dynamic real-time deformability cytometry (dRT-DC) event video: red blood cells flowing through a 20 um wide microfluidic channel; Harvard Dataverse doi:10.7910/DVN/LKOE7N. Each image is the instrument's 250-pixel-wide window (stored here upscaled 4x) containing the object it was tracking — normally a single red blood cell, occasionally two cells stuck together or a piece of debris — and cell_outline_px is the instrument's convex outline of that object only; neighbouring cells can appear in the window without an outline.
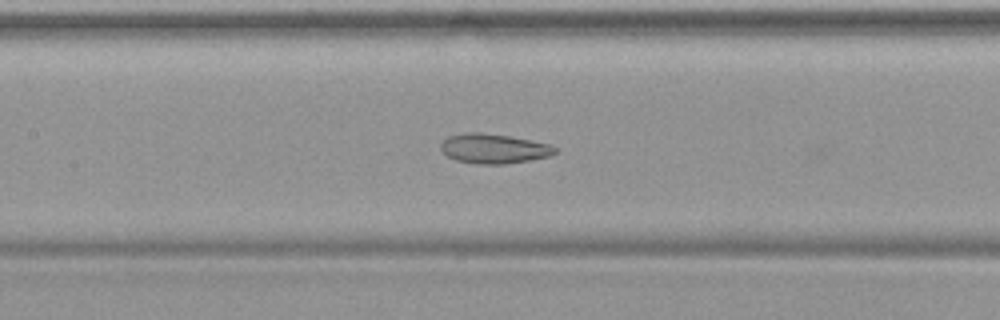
{"species": "common noctule bat (a hibernating species)", "species_latin": "Nyctalus noctula", "temperature_condition": "warm", "stored_images_in_passage": 49, "camera_frame_rate_fps": 3000, "um_per_image_px": 0.085, "animal": {"sex": "female", "body_mass_g": 19.9}, "frame": {"image": 1, "passage_image": 23, "time_ms": 7.333, "image_size_px": [1000, 320], "cell_outline_px": [[556, 152], [548, 156], [528, 160], [504, 164], [476, 164], [456, 160], [448, 156], [440, 148], [440, 144], [448, 136], [468, 132], [480, 132], [508, 136], [552, 144], [556, 148]], "centroid_in_image_um": [41.96, 12.63], "position_along_channel_um": 165.4, "area_um2": 19.59}}
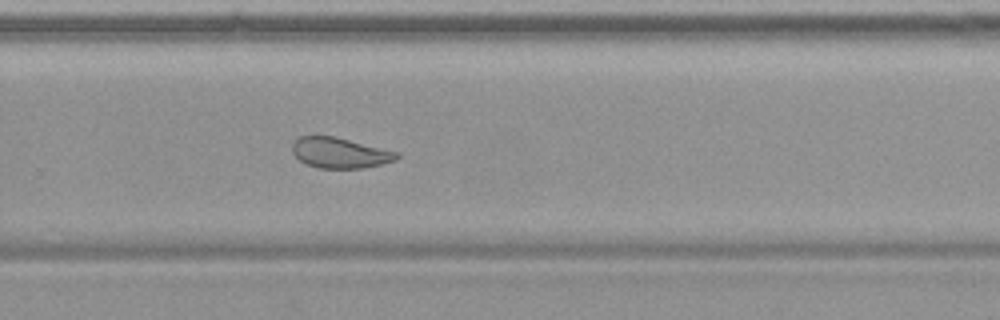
{"frame": {"image": 2, "passage_image": 33, "time_ms": 10.667, "image_size_px": [1000, 320], "cell_outline_px": [[400, 156], [396, 160], [364, 168], [320, 168], [308, 164], [300, 160], [292, 152], [292, 144], [300, 136], [332, 136], [400, 152]], "centroid_in_image_um": [28.91, 12.99], "position_along_channel_um": 300.9, "area_um2": 18.38}}
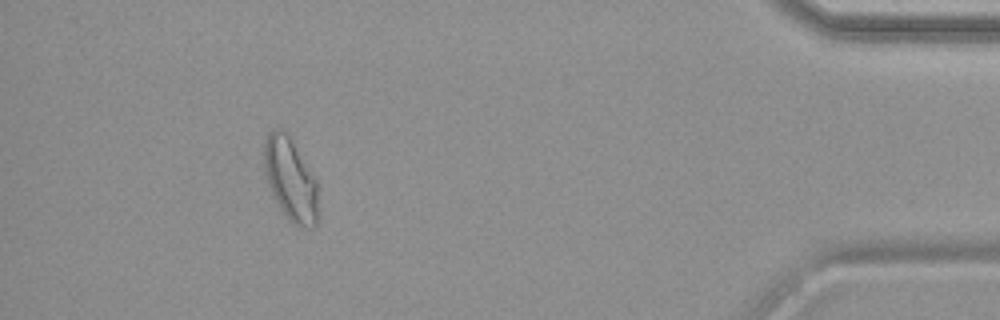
{"frame": {"image": 3, "passage_image": 45, "time_ms": 14.667, "image_size_px": [1000, 320], "cell_outline_px": [[316, 228], [304, 228], [288, 220], [280, 208], [272, 192], [264, 172], [264, 140], [268, 132], [272, 128], [284, 128], [288, 132], [316, 180]], "centroid_in_image_um": [24.66, 15.18], "position_along_channel_um": 410.5, "area_um2": 26.01}}